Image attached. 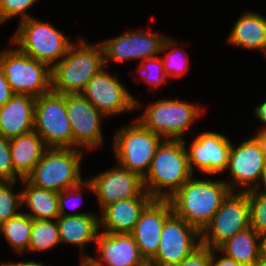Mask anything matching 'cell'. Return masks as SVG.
Returning <instances> with one entry per match:
<instances>
[{"mask_svg": "<svg viewBox=\"0 0 266 266\" xmlns=\"http://www.w3.org/2000/svg\"><path fill=\"white\" fill-rule=\"evenodd\" d=\"M226 182L192 176L168 198L173 213L201 232L231 193Z\"/></svg>", "mask_w": 266, "mask_h": 266, "instance_id": "6da1fadb", "label": "cell"}, {"mask_svg": "<svg viewBox=\"0 0 266 266\" xmlns=\"http://www.w3.org/2000/svg\"><path fill=\"white\" fill-rule=\"evenodd\" d=\"M192 176L184 139H164L156 149L143 184L153 199H168Z\"/></svg>", "mask_w": 266, "mask_h": 266, "instance_id": "7a4b0ae2", "label": "cell"}, {"mask_svg": "<svg viewBox=\"0 0 266 266\" xmlns=\"http://www.w3.org/2000/svg\"><path fill=\"white\" fill-rule=\"evenodd\" d=\"M104 63L101 44L90 45L79 38L66 55L51 68V89L59 94L82 93L87 83L99 73Z\"/></svg>", "mask_w": 266, "mask_h": 266, "instance_id": "3957f363", "label": "cell"}, {"mask_svg": "<svg viewBox=\"0 0 266 266\" xmlns=\"http://www.w3.org/2000/svg\"><path fill=\"white\" fill-rule=\"evenodd\" d=\"M81 149L48 148L25 178L35 187L61 192L79 185L81 178Z\"/></svg>", "mask_w": 266, "mask_h": 266, "instance_id": "277c9868", "label": "cell"}, {"mask_svg": "<svg viewBox=\"0 0 266 266\" xmlns=\"http://www.w3.org/2000/svg\"><path fill=\"white\" fill-rule=\"evenodd\" d=\"M19 27L11 43L30 57L52 68L67 53L72 44L61 30L36 18L20 20Z\"/></svg>", "mask_w": 266, "mask_h": 266, "instance_id": "5b68a950", "label": "cell"}, {"mask_svg": "<svg viewBox=\"0 0 266 266\" xmlns=\"http://www.w3.org/2000/svg\"><path fill=\"white\" fill-rule=\"evenodd\" d=\"M120 128L113 137V151L117 163L144 179L163 139L145 128L138 120Z\"/></svg>", "mask_w": 266, "mask_h": 266, "instance_id": "8992f818", "label": "cell"}, {"mask_svg": "<svg viewBox=\"0 0 266 266\" xmlns=\"http://www.w3.org/2000/svg\"><path fill=\"white\" fill-rule=\"evenodd\" d=\"M0 67L15 94L39 97L52 90L51 68L18 48L0 52Z\"/></svg>", "mask_w": 266, "mask_h": 266, "instance_id": "52a82bcc", "label": "cell"}, {"mask_svg": "<svg viewBox=\"0 0 266 266\" xmlns=\"http://www.w3.org/2000/svg\"><path fill=\"white\" fill-rule=\"evenodd\" d=\"M202 111L201 107L182 100L158 98L136 120L162 138L183 140L194 120L201 117Z\"/></svg>", "mask_w": 266, "mask_h": 266, "instance_id": "ba28073f", "label": "cell"}, {"mask_svg": "<svg viewBox=\"0 0 266 266\" xmlns=\"http://www.w3.org/2000/svg\"><path fill=\"white\" fill-rule=\"evenodd\" d=\"M34 131L43 138L48 148H73L65 94L51 90L36 97Z\"/></svg>", "mask_w": 266, "mask_h": 266, "instance_id": "9c48e42d", "label": "cell"}, {"mask_svg": "<svg viewBox=\"0 0 266 266\" xmlns=\"http://www.w3.org/2000/svg\"><path fill=\"white\" fill-rule=\"evenodd\" d=\"M250 227V209L246 193L231 192L200 232L201 245L217 249L235 234Z\"/></svg>", "mask_w": 266, "mask_h": 266, "instance_id": "30bf717a", "label": "cell"}, {"mask_svg": "<svg viewBox=\"0 0 266 266\" xmlns=\"http://www.w3.org/2000/svg\"><path fill=\"white\" fill-rule=\"evenodd\" d=\"M199 236L201 233L196 227L172 213L163 224L157 253L149 263L177 266L201 246Z\"/></svg>", "mask_w": 266, "mask_h": 266, "instance_id": "8fae6325", "label": "cell"}, {"mask_svg": "<svg viewBox=\"0 0 266 266\" xmlns=\"http://www.w3.org/2000/svg\"><path fill=\"white\" fill-rule=\"evenodd\" d=\"M264 163L265 155L255 135L241 142L236 148L231 144L226 168L232 178L230 183H226L231 192L245 193L260 188ZM237 187L243 189L237 191Z\"/></svg>", "mask_w": 266, "mask_h": 266, "instance_id": "7c38bea8", "label": "cell"}, {"mask_svg": "<svg viewBox=\"0 0 266 266\" xmlns=\"http://www.w3.org/2000/svg\"><path fill=\"white\" fill-rule=\"evenodd\" d=\"M103 68L86 85L81 93L95 108L107 116H115L140 108V101L134 99L125 85Z\"/></svg>", "mask_w": 266, "mask_h": 266, "instance_id": "4fadbf2b", "label": "cell"}, {"mask_svg": "<svg viewBox=\"0 0 266 266\" xmlns=\"http://www.w3.org/2000/svg\"><path fill=\"white\" fill-rule=\"evenodd\" d=\"M68 119L72 129L73 148L93 149L103 144L101 119L106 117L81 93L65 94Z\"/></svg>", "mask_w": 266, "mask_h": 266, "instance_id": "5bb4252c", "label": "cell"}, {"mask_svg": "<svg viewBox=\"0 0 266 266\" xmlns=\"http://www.w3.org/2000/svg\"><path fill=\"white\" fill-rule=\"evenodd\" d=\"M88 181L93 187L100 210L121 200L150 196L144 188L143 179L118 164L95 177H90Z\"/></svg>", "mask_w": 266, "mask_h": 266, "instance_id": "9a60e30c", "label": "cell"}, {"mask_svg": "<svg viewBox=\"0 0 266 266\" xmlns=\"http://www.w3.org/2000/svg\"><path fill=\"white\" fill-rule=\"evenodd\" d=\"M167 37L143 30L121 34L99 43L104 52L105 64L109 59L117 62L137 59L144 61L161 54V48Z\"/></svg>", "mask_w": 266, "mask_h": 266, "instance_id": "2e32d148", "label": "cell"}, {"mask_svg": "<svg viewBox=\"0 0 266 266\" xmlns=\"http://www.w3.org/2000/svg\"><path fill=\"white\" fill-rule=\"evenodd\" d=\"M232 142L226 136L216 132H203L195 137L191 147L187 150L189 168L215 175L227 168L229 152Z\"/></svg>", "mask_w": 266, "mask_h": 266, "instance_id": "e0dca14e", "label": "cell"}, {"mask_svg": "<svg viewBox=\"0 0 266 266\" xmlns=\"http://www.w3.org/2000/svg\"><path fill=\"white\" fill-rule=\"evenodd\" d=\"M172 213L168 199H153L141 212L131 234L147 263L155 257L163 224Z\"/></svg>", "mask_w": 266, "mask_h": 266, "instance_id": "ac0fdd59", "label": "cell"}, {"mask_svg": "<svg viewBox=\"0 0 266 266\" xmlns=\"http://www.w3.org/2000/svg\"><path fill=\"white\" fill-rule=\"evenodd\" d=\"M96 244L98 258L82 255V260H88L93 266H144L147 263L131 233L100 231Z\"/></svg>", "mask_w": 266, "mask_h": 266, "instance_id": "d6986e66", "label": "cell"}, {"mask_svg": "<svg viewBox=\"0 0 266 266\" xmlns=\"http://www.w3.org/2000/svg\"><path fill=\"white\" fill-rule=\"evenodd\" d=\"M36 97L14 94L0 107V135L12 139L34 130Z\"/></svg>", "mask_w": 266, "mask_h": 266, "instance_id": "ffe728a7", "label": "cell"}, {"mask_svg": "<svg viewBox=\"0 0 266 266\" xmlns=\"http://www.w3.org/2000/svg\"><path fill=\"white\" fill-rule=\"evenodd\" d=\"M152 200L151 196H137L105 206L99 217L100 228L106 233H131L141 212Z\"/></svg>", "mask_w": 266, "mask_h": 266, "instance_id": "44dd1931", "label": "cell"}, {"mask_svg": "<svg viewBox=\"0 0 266 266\" xmlns=\"http://www.w3.org/2000/svg\"><path fill=\"white\" fill-rule=\"evenodd\" d=\"M47 149L43 138L34 130L10 139L14 181L25 179Z\"/></svg>", "mask_w": 266, "mask_h": 266, "instance_id": "7402d4cb", "label": "cell"}, {"mask_svg": "<svg viewBox=\"0 0 266 266\" xmlns=\"http://www.w3.org/2000/svg\"><path fill=\"white\" fill-rule=\"evenodd\" d=\"M61 243L74 244L84 253L86 244L96 242L100 231L99 216L94 213L59 216L56 219Z\"/></svg>", "mask_w": 266, "mask_h": 266, "instance_id": "603a6c76", "label": "cell"}, {"mask_svg": "<svg viewBox=\"0 0 266 266\" xmlns=\"http://www.w3.org/2000/svg\"><path fill=\"white\" fill-rule=\"evenodd\" d=\"M228 41L248 50H261L266 54V18L255 12H245L229 32Z\"/></svg>", "mask_w": 266, "mask_h": 266, "instance_id": "cb8c5ba5", "label": "cell"}, {"mask_svg": "<svg viewBox=\"0 0 266 266\" xmlns=\"http://www.w3.org/2000/svg\"><path fill=\"white\" fill-rule=\"evenodd\" d=\"M22 203L28 206L30 212H25L32 220H56L60 214L58 210L59 192L42 189L22 179Z\"/></svg>", "mask_w": 266, "mask_h": 266, "instance_id": "d4e9b609", "label": "cell"}, {"mask_svg": "<svg viewBox=\"0 0 266 266\" xmlns=\"http://www.w3.org/2000/svg\"><path fill=\"white\" fill-rule=\"evenodd\" d=\"M217 249L244 266H254L261 257L259 234L251 226L235 234Z\"/></svg>", "mask_w": 266, "mask_h": 266, "instance_id": "484cf974", "label": "cell"}, {"mask_svg": "<svg viewBox=\"0 0 266 266\" xmlns=\"http://www.w3.org/2000/svg\"><path fill=\"white\" fill-rule=\"evenodd\" d=\"M31 230L32 219L22 212L0 224V232L4 233L9 246L20 254L29 252Z\"/></svg>", "mask_w": 266, "mask_h": 266, "instance_id": "4316f807", "label": "cell"}, {"mask_svg": "<svg viewBox=\"0 0 266 266\" xmlns=\"http://www.w3.org/2000/svg\"><path fill=\"white\" fill-rule=\"evenodd\" d=\"M61 244L56 220H32L29 251H44Z\"/></svg>", "mask_w": 266, "mask_h": 266, "instance_id": "83f0119b", "label": "cell"}, {"mask_svg": "<svg viewBox=\"0 0 266 266\" xmlns=\"http://www.w3.org/2000/svg\"><path fill=\"white\" fill-rule=\"evenodd\" d=\"M174 40L175 39H170V37H167V39L164 41L163 46L161 48V53L164 52L166 54L162 58L164 72L166 76L177 78V77L182 76L183 74H186V72H188V68H189L188 60L189 59L187 55L184 56V58L183 56H180L181 55L180 49L181 51H183L182 47L176 48L177 42ZM169 48H172V51L169 50V52L166 53L165 51H168Z\"/></svg>", "mask_w": 266, "mask_h": 266, "instance_id": "f1b7e54d", "label": "cell"}, {"mask_svg": "<svg viewBox=\"0 0 266 266\" xmlns=\"http://www.w3.org/2000/svg\"><path fill=\"white\" fill-rule=\"evenodd\" d=\"M16 181H0V224L19 215L16 210L21 207L22 191L19 193L12 190Z\"/></svg>", "mask_w": 266, "mask_h": 266, "instance_id": "f546056e", "label": "cell"}, {"mask_svg": "<svg viewBox=\"0 0 266 266\" xmlns=\"http://www.w3.org/2000/svg\"><path fill=\"white\" fill-rule=\"evenodd\" d=\"M261 189L262 187L245 192L249 201L250 226L258 234L266 231V190L260 191Z\"/></svg>", "mask_w": 266, "mask_h": 266, "instance_id": "4dcf8cb0", "label": "cell"}, {"mask_svg": "<svg viewBox=\"0 0 266 266\" xmlns=\"http://www.w3.org/2000/svg\"><path fill=\"white\" fill-rule=\"evenodd\" d=\"M163 56H156L152 58H147L144 61H141L139 69V75H141L142 80L149 84V87L152 89L157 88L158 86L164 84L166 82V74L164 72Z\"/></svg>", "mask_w": 266, "mask_h": 266, "instance_id": "1f68e13d", "label": "cell"}, {"mask_svg": "<svg viewBox=\"0 0 266 266\" xmlns=\"http://www.w3.org/2000/svg\"><path fill=\"white\" fill-rule=\"evenodd\" d=\"M35 2L37 0H0V23L17 15L21 16L20 20L30 18L26 12Z\"/></svg>", "mask_w": 266, "mask_h": 266, "instance_id": "d6a6232c", "label": "cell"}, {"mask_svg": "<svg viewBox=\"0 0 266 266\" xmlns=\"http://www.w3.org/2000/svg\"><path fill=\"white\" fill-rule=\"evenodd\" d=\"M88 188V190H90V192H93V187L91 185V183L88 180H84L83 182H81L79 185L69 188V189H65L64 191H61L59 193V197H58V210H59V214L61 216H78V215H82V214H89V213H69L66 212V204L68 205V201L72 198H76L78 196H81V191L83 190L82 188ZM67 199V200H66ZM71 201V200H70Z\"/></svg>", "mask_w": 266, "mask_h": 266, "instance_id": "836d02e7", "label": "cell"}, {"mask_svg": "<svg viewBox=\"0 0 266 266\" xmlns=\"http://www.w3.org/2000/svg\"><path fill=\"white\" fill-rule=\"evenodd\" d=\"M0 181H14L10 139L0 135Z\"/></svg>", "mask_w": 266, "mask_h": 266, "instance_id": "e575fe53", "label": "cell"}, {"mask_svg": "<svg viewBox=\"0 0 266 266\" xmlns=\"http://www.w3.org/2000/svg\"><path fill=\"white\" fill-rule=\"evenodd\" d=\"M177 266H211V249L201 245Z\"/></svg>", "mask_w": 266, "mask_h": 266, "instance_id": "d590c367", "label": "cell"}, {"mask_svg": "<svg viewBox=\"0 0 266 266\" xmlns=\"http://www.w3.org/2000/svg\"><path fill=\"white\" fill-rule=\"evenodd\" d=\"M15 93L6 81L4 72L0 67V107L5 105Z\"/></svg>", "mask_w": 266, "mask_h": 266, "instance_id": "8d00e7d4", "label": "cell"}, {"mask_svg": "<svg viewBox=\"0 0 266 266\" xmlns=\"http://www.w3.org/2000/svg\"><path fill=\"white\" fill-rule=\"evenodd\" d=\"M218 249H211V266H244L243 264H239L232 258H229L222 254V257L218 260L215 258V254L218 253Z\"/></svg>", "mask_w": 266, "mask_h": 266, "instance_id": "74e56055", "label": "cell"}, {"mask_svg": "<svg viewBox=\"0 0 266 266\" xmlns=\"http://www.w3.org/2000/svg\"><path fill=\"white\" fill-rule=\"evenodd\" d=\"M255 115L260 122L265 124L259 131H266V100L255 108Z\"/></svg>", "mask_w": 266, "mask_h": 266, "instance_id": "f35d334b", "label": "cell"}, {"mask_svg": "<svg viewBox=\"0 0 266 266\" xmlns=\"http://www.w3.org/2000/svg\"><path fill=\"white\" fill-rule=\"evenodd\" d=\"M0 266H45L44 264L34 262V261H19V262H10V263H1Z\"/></svg>", "mask_w": 266, "mask_h": 266, "instance_id": "ab89813d", "label": "cell"}, {"mask_svg": "<svg viewBox=\"0 0 266 266\" xmlns=\"http://www.w3.org/2000/svg\"><path fill=\"white\" fill-rule=\"evenodd\" d=\"M260 256L266 257V231L259 234Z\"/></svg>", "mask_w": 266, "mask_h": 266, "instance_id": "60d3db41", "label": "cell"}, {"mask_svg": "<svg viewBox=\"0 0 266 266\" xmlns=\"http://www.w3.org/2000/svg\"><path fill=\"white\" fill-rule=\"evenodd\" d=\"M256 134L255 137L259 140L266 159V131H258Z\"/></svg>", "mask_w": 266, "mask_h": 266, "instance_id": "b9f144b4", "label": "cell"}, {"mask_svg": "<svg viewBox=\"0 0 266 266\" xmlns=\"http://www.w3.org/2000/svg\"><path fill=\"white\" fill-rule=\"evenodd\" d=\"M261 184L264 185L263 189L266 190V159H265L264 168H263V172L261 176Z\"/></svg>", "mask_w": 266, "mask_h": 266, "instance_id": "7bdbcfd3", "label": "cell"}, {"mask_svg": "<svg viewBox=\"0 0 266 266\" xmlns=\"http://www.w3.org/2000/svg\"><path fill=\"white\" fill-rule=\"evenodd\" d=\"M254 266H266V257H260Z\"/></svg>", "mask_w": 266, "mask_h": 266, "instance_id": "ee69618b", "label": "cell"}, {"mask_svg": "<svg viewBox=\"0 0 266 266\" xmlns=\"http://www.w3.org/2000/svg\"><path fill=\"white\" fill-rule=\"evenodd\" d=\"M81 266H93L88 260L81 259Z\"/></svg>", "mask_w": 266, "mask_h": 266, "instance_id": "f6af8a7d", "label": "cell"}, {"mask_svg": "<svg viewBox=\"0 0 266 266\" xmlns=\"http://www.w3.org/2000/svg\"><path fill=\"white\" fill-rule=\"evenodd\" d=\"M144 266H156V265L150 264V263L148 262V263H146Z\"/></svg>", "mask_w": 266, "mask_h": 266, "instance_id": "bcb514c9", "label": "cell"}]
</instances>
